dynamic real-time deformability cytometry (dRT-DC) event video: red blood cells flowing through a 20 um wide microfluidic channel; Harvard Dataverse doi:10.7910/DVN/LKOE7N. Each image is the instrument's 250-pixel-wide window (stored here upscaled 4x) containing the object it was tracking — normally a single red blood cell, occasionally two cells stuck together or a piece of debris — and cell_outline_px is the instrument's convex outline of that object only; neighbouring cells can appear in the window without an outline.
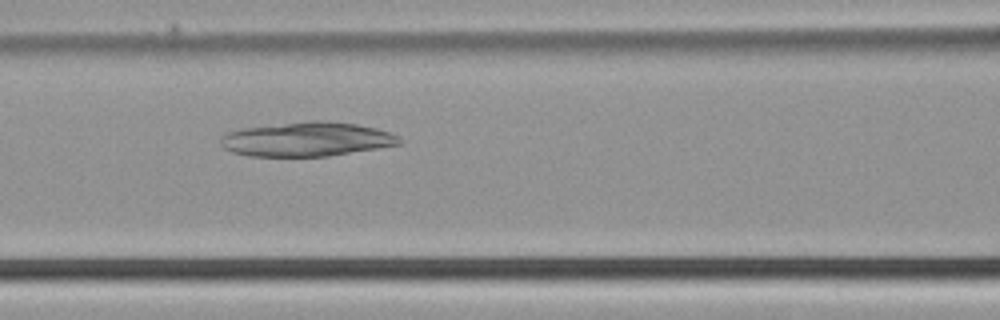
{"species": "common noctule bat (a hibernating species)", "species_latin": "Nyctalus noctula", "temperature_condition": "cold", "stored_images_in_passage": 47, "camera_frame_rate_fps": 3000, "um_per_image_px": 0.085, "animal": {"sex": "male", "body_mass_g": 21.5, "forearm_length_mm": 52.0}, "frame": {"image": 1, "passage_image": 19, "time_ms": 6.0, "image_size_px": [1000, 320], "cell_outline_px": [[404, 140], [400, 144], [328, 156], [248, 156], [232, 152], [224, 148], [220, 144], [220, 136], [224, 132], [244, 128], [308, 120], [320, 120], [356, 124], [376, 128], [392, 132], [400, 136]], "centroid_in_image_um": [26.07, 11.83], "position_along_channel_um": 140.5, "area_um2": 35.89}}
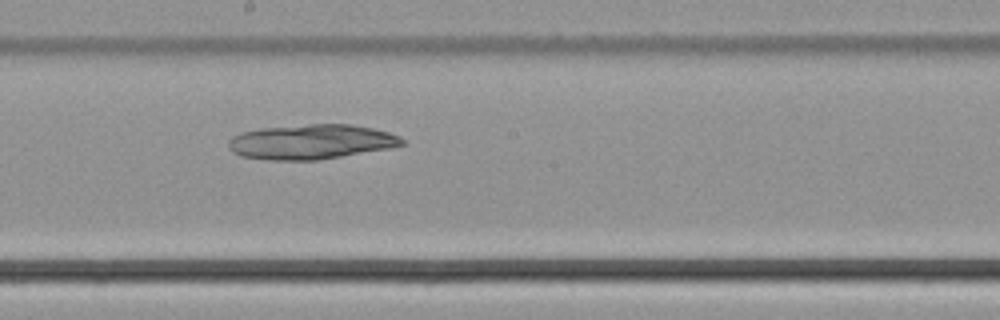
{"frame": {"image": 2, "passage_image": 25, "time_ms": 8.0, "image_size_px": [1000, 320], "cell_outline_px": [[404, 144], [392, 148], [316, 160], [268, 160], [240, 156], [232, 152], [228, 148], [228, 140], [232, 136], [240, 132], [260, 128], [308, 124], [352, 124], [372, 128], [388, 132], [400, 136], [404, 140]], "centroid_in_image_um": [26.42, 12.05], "position_along_channel_um": 221.8, "area_um2": 35.43}}
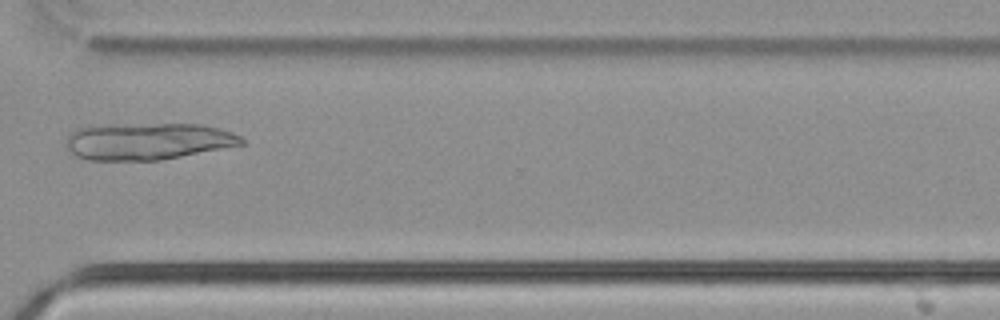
{"frame": {"image": 3, "passage_image": 35, "time_ms": 11.333, "image_size_px": [1000, 320], "cell_outline_px": [[244, 144], [160, 160], [88, 160], [76, 156], [68, 152], [64, 144], [68, 136], [76, 128], [100, 124], [200, 124], [220, 128], [232, 132], [240, 136], [244, 140]], "centroid_in_image_um": [12.5, 12.0], "position_along_channel_um": 358.1, "area_um2": 38.03}}